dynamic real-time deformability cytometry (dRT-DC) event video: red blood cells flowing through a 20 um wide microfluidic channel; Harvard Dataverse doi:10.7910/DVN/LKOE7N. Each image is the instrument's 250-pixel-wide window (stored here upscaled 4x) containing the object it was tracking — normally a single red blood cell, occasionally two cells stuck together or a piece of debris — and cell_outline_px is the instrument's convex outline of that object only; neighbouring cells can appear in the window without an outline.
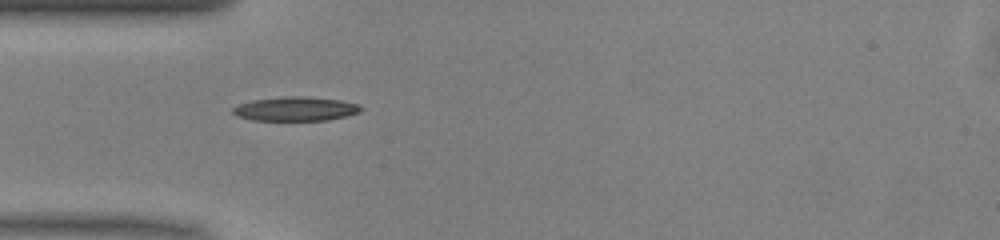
{"species": "common noctule bat (a hibernating species)", "species_latin": "Nyctalus noctula", "temperature_condition": "warm", "stored_images_in_passage": 35, "camera_frame_rate_fps": 3000, "um_per_image_px": 0.085, "animal": {"sex": "male", "body_mass_g": 13.0, "forearm_length_mm": 53.1}, "frame": {"image": 1, "passage_image": 1, "time_ms": 0.0, "image_size_px": [1000, 240], "cell_outline_px": [[364, 108], [360, 112], [328, 120], [252, 120], [236, 116], [232, 112], [232, 108], [236, 104], [252, 100], [284, 96], [300, 96], [340, 100], [360, 104]], "centroid_in_image_um": [25.1, 9.25], "position_along_channel_um": 59.9, "area_um2": 18.09}}
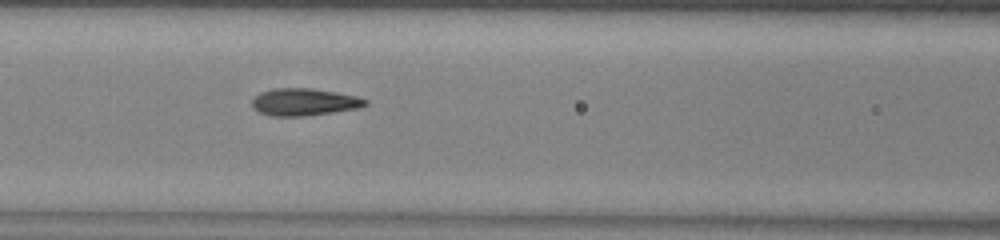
{"frame": {"image": 2, "passage_image": 7, "time_ms": 2.0, "image_size_px": [1000, 240], "cell_outline_px": [[368, 104], [356, 108], [332, 112], [304, 116], [272, 116], [260, 112], [252, 108], [252, 100], [260, 92], [272, 88], [312, 88], [336, 92], [356, 96], [368, 100]], "centroid_in_image_um": [25.82, 8.66], "position_along_channel_um": 140.8, "area_um2": 17.92}}
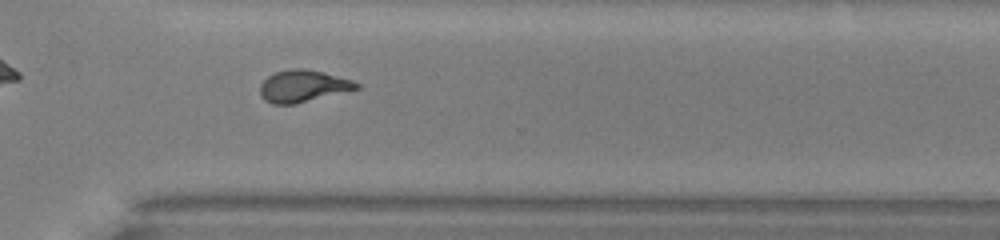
{"frame": {"image": 3, "passage_image": 22, "time_ms": 7.0, "image_size_px": [1000, 240], "cell_outline_px": [[360, 88], [292, 104], [272, 104], [264, 100], [260, 96], [260, 84], [268, 76], [276, 72], [292, 68], [304, 68], [324, 72], [352, 80], [360, 84]], "centroid_in_image_um": [25.73, 7.3], "position_along_channel_um": 344.9, "area_um2": 17.8}, "authors_computed_cell_mechanics": {"area_um2": 17.4556, "velocity_mm_per_s": 4.0944, "shape_relaxation_time_tau1_ms": 3.9063, "shape_relaxation_time_tau2_ms": 1.4727, "deformation_change_tau1": 0.1872, "deformation_change_tau2": 0.0849}}